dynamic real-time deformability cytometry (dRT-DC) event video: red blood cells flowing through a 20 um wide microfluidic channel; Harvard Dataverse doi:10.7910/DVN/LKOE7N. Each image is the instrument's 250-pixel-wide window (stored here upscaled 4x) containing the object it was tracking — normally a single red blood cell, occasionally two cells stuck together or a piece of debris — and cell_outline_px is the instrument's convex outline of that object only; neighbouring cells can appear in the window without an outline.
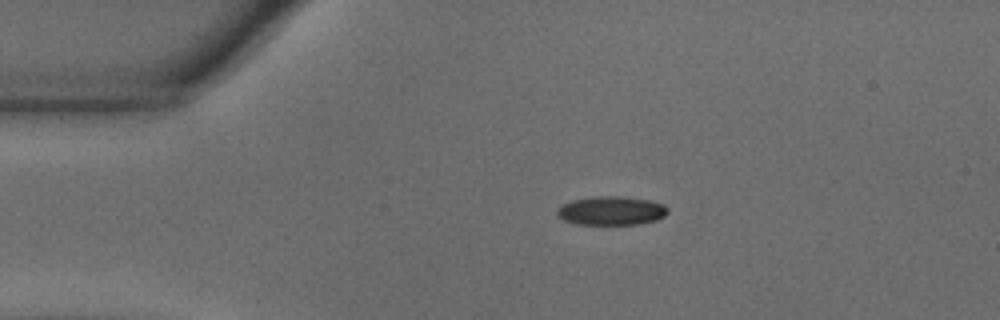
{"species": "common noctule bat (a hibernating species)", "species_latin": "Nyctalus noctula", "temperature_condition": "warm", "stored_images_in_passage": 27, "camera_frame_rate_fps": 3000, "um_per_image_px": 0.085, "animal": {"sex": "male", "body_mass_g": 18.8}, "frame": {"image": 1, "passage_image": 1, "time_ms": 0.0, "image_size_px": [1000, 320], "cell_outline_px": [[668, 212], [664, 216], [656, 220], [640, 224], [576, 224], [564, 220], [556, 216], [556, 208], [572, 200], [592, 196], [620, 196], [648, 200], [664, 204], [668, 208]], "centroid_in_image_um": [51.94, 17.91], "position_along_channel_um": 33.1, "area_um2": 18.67}}
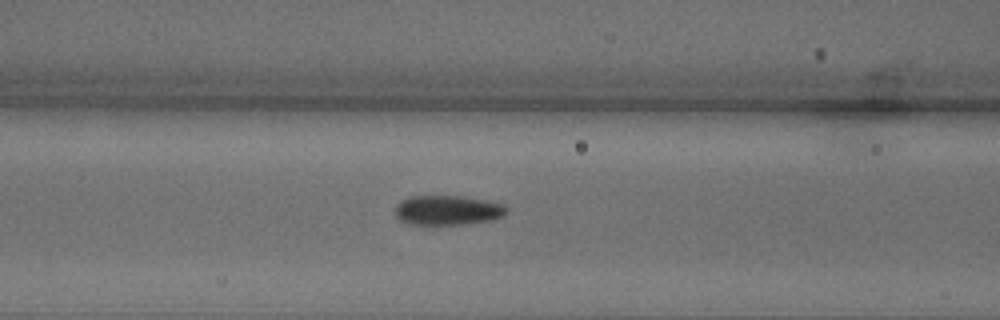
{"frame": {"image": 2, "passage_image": 12, "time_ms": 3.667, "image_size_px": [1000, 320], "cell_outline_px": [[508, 212], [504, 216], [492, 220], [468, 224], [432, 228], [404, 224], [396, 216], [396, 204], [400, 200], [408, 196], [464, 196], [488, 200], [504, 204], [508, 208]], "centroid_in_image_um": [38.02, 17.92], "position_along_channel_um": 128.6, "area_um2": 20.58}}
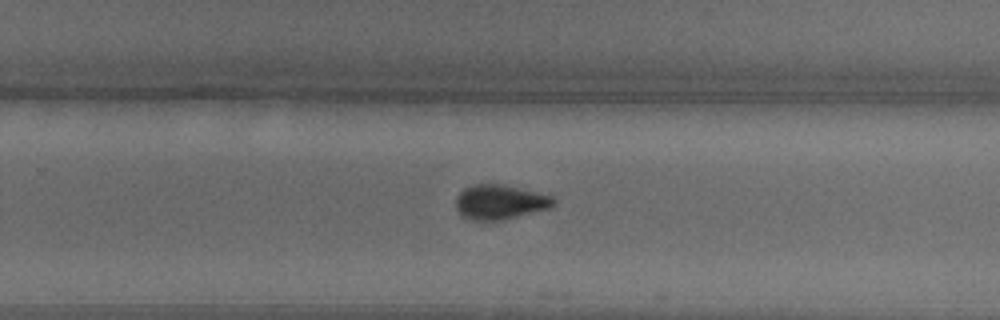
{"frame": {"image": 3, "passage_image": 25, "time_ms": 8.0, "image_size_px": [1000, 320], "cell_outline_px": [[556, 204], [552, 208], [504, 220], [472, 220], [460, 216], [456, 208], [456, 196], [464, 188], [472, 184], [504, 184], [552, 196], [556, 200]], "centroid_in_image_um": [42.5, 17.18], "position_along_channel_um": 287.3, "area_um2": 20.06}}